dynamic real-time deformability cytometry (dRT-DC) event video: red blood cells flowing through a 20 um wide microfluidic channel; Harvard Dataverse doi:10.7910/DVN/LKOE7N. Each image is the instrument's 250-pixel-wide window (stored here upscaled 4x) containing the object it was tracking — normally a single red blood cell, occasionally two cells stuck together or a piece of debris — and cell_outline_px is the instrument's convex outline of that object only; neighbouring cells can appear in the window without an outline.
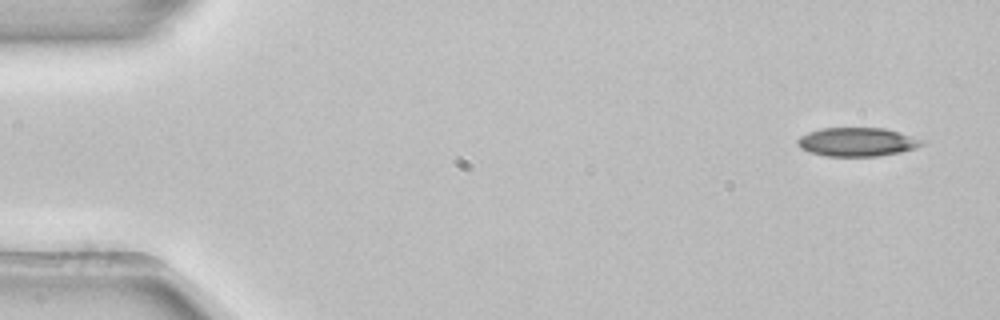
{"species": "common noctule bat (a hibernating species)", "species_latin": "Nyctalus noctula", "temperature_condition": "room temperature", "stored_images_in_passage": 6, "camera_frame_rate_fps": 3000, "um_per_image_px": 0.085, "animal": {"sex": "female", "body_mass_g": 22.7, "forearm_length_mm": 54.2}, "frame": {"image": 1, "passage_image": 1, "time_ms": 0.0, "image_size_px": [1000, 320], "cell_outline_px": [[924, 144], [916, 148], [900, 152], [876, 156], [824, 156], [808, 152], [800, 148], [796, 144], [796, 140], [800, 136], [808, 132], [820, 128], [884, 128], [924, 140]], "centroid_in_image_um": [72.8, 12.07], "position_along_channel_um": 12.2, "area_um2": 20.87}}